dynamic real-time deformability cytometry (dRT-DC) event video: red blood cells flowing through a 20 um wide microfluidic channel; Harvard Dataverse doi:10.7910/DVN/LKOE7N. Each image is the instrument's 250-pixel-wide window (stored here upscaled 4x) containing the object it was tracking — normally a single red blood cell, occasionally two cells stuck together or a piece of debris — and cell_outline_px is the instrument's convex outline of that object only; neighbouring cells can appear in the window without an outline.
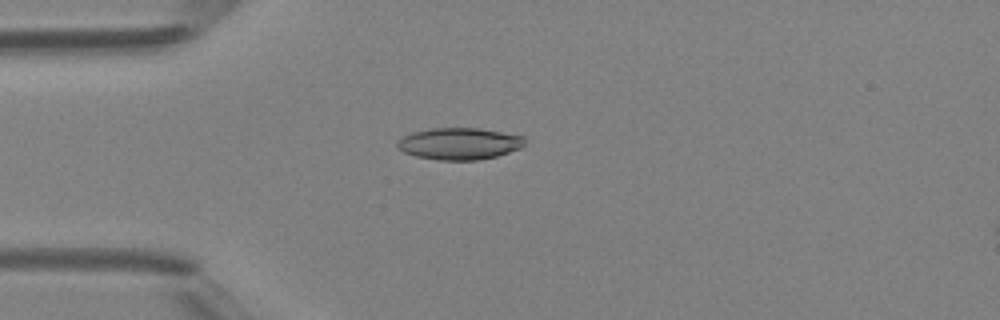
{"species": "Egyptian fruit bat (a non-hibernating species)", "species_latin": "Rousettus aegyptiacus", "temperature_condition": "room temperature", "stored_images_in_passage": 5, "camera_frame_rate_fps": 3000, "um_per_image_px": 0.085, "animal": {"sex": "female"}, "frame": {"image": 1, "passage_image": 3, "time_ms": 2.333, "image_size_px": [1000, 320], "cell_outline_px": [[524, 144], [520, 148], [496, 156], [480, 160], [440, 160], [416, 156], [404, 152], [396, 148], [396, 144], [404, 136], [412, 132], [432, 128], [480, 128], [524, 136]], "centroid_in_image_um": [39.03, 12.21], "position_along_channel_um": 46.0, "area_um2": 23.52}}
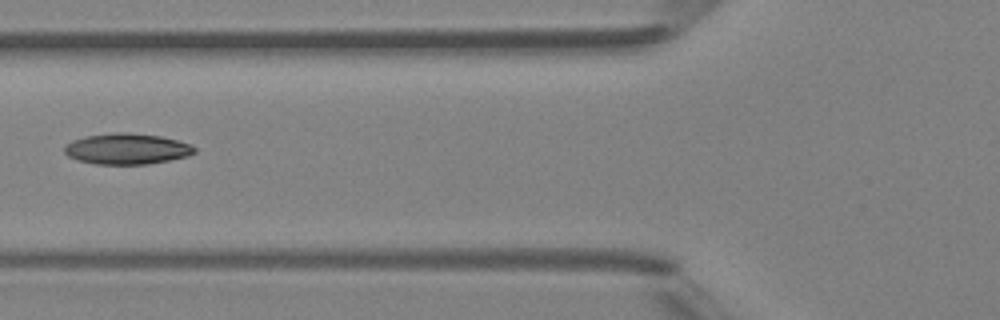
{"frame": {"image": 2, "passage_image": 5, "time_ms": 4.333, "image_size_px": [1000, 320], "cell_outline_px": [[196, 152], [188, 156], [148, 164], [96, 164], [80, 160], [68, 156], [64, 152], [64, 148], [72, 140], [84, 136], [116, 132], [128, 132], [160, 136], [192, 144], [196, 148]], "centroid_in_image_um": [10.81, 12.64], "position_along_channel_um": 115.0, "area_um2": 23.35}}